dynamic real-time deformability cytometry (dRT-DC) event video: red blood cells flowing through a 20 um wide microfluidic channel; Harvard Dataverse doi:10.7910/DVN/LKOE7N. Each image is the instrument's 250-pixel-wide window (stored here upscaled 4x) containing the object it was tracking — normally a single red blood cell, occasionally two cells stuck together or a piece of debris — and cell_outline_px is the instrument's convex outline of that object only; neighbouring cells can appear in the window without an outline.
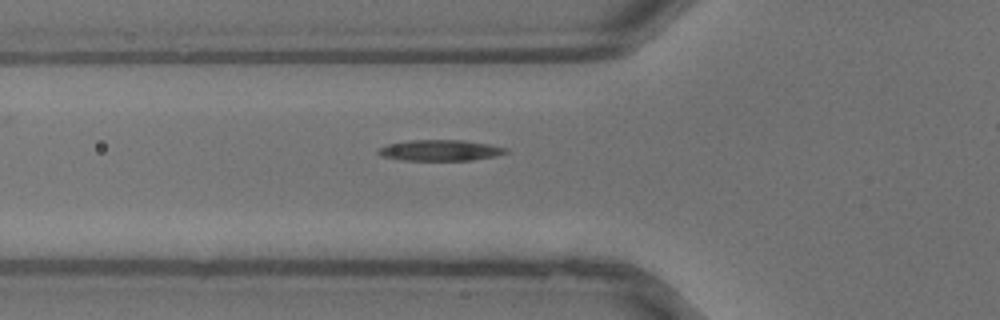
{"species": "common noctule bat (a hibernating species)", "species_latin": "Nyctalus noctula", "temperature_condition": "warm", "stored_images_in_passage": 26, "camera_frame_rate_fps": 3000, "um_per_image_px": 0.085, "animal": {"sex": "male", "body_mass_g": 13.3}, "frame": {"image": 1, "passage_image": 5, "time_ms": 1.333, "image_size_px": [1000, 320], "cell_outline_px": [[508, 152], [496, 156], [472, 160], [400, 160], [380, 156], [376, 152], [380, 148], [388, 144], [408, 140], [464, 140], [488, 144], [508, 148]], "centroid_in_image_um": [37.4, 12.78], "position_along_channel_um": 88.4, "area_um2": 15.61}}
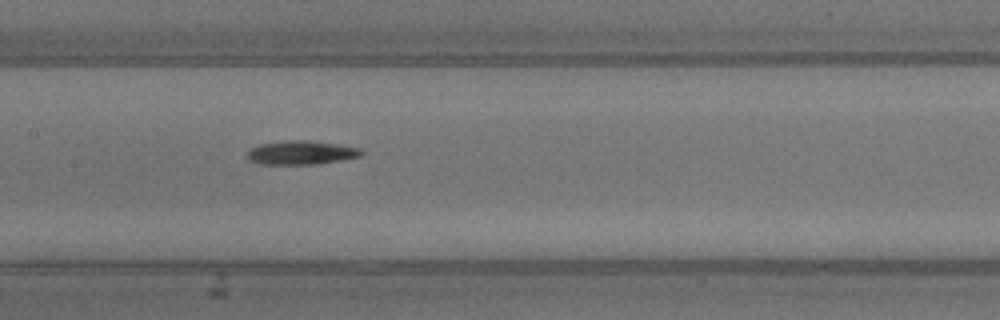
{"frame": {"image": 2, "passage_image": 10, "time_ms": 3.0, "image_size_px": [1000, 320], "cell_outline_px": [[364, 152], [360, 156], [340, 160], [316, 164], [260, 164], [248, 160], [248, 152], [252, 148], [260, 144], [288, 140], [304, 140], [336, 144], [360, 148]], "centroid_in_image_um": [25.59, 12.98], "position_along_channel_um": 181.8, "area_um2": 15.61}}
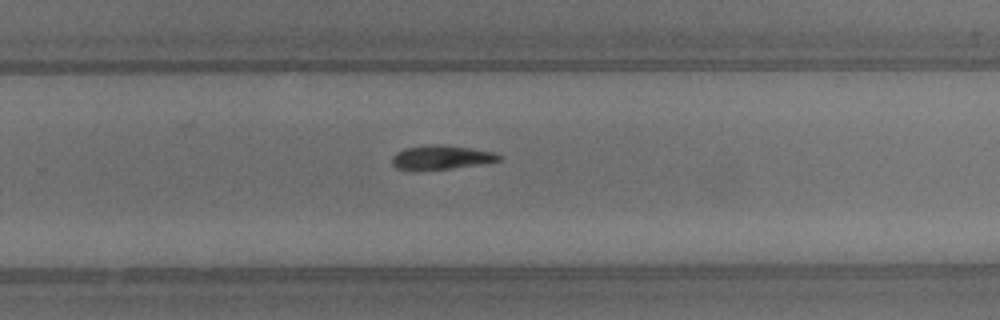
{"frame": {"image": 3, "passage_image": 16, "time_ms": 5.0, "image_size_px": [1000, 320], "cell_outline_px": [[500, 160], [484, 164], [452, 168], [416, 172], [408, 172], [396, 168], [392, 164], [392, 156], [396, 152], [404, 148], [432, 144], [440, 144], [496, 152], [500, 156]], "centroid_in_image_um": [37.43, 13.41], "position_along_channel_um": 292.4, "area_um2": 15.49}}